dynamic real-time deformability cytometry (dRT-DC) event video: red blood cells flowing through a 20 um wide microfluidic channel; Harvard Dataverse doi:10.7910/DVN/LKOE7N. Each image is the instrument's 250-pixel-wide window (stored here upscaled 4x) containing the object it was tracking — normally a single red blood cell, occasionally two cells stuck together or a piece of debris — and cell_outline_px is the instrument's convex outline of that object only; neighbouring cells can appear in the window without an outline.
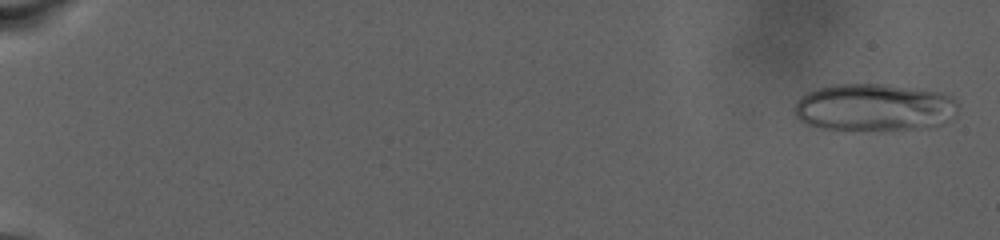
{"species": "human", "species_latin": "Homo sapiens", "temperature_condition": "warm", "stored_images_in_passage": 92, "camera_frame_rate_fps": 3000, "um_per_image_px": 0.085, "donor": {"sex": "male"}, "frame": {"image": 1, "passage_image": 3, "time_ms": 0.667, "image_size_px": [1000, 240], "cell_outline_px": [[960, 104], [956, 116], [940, 124], [928, 128], [880, 132], [852, 132], [820, 128], [804, 124], [792, 112], [792, 108], [796, 100], [800, 96], [808, 92], [820, 88], [836, 84], [884, 84], [940, 92], [952, 96]], "centroid_in_image_um": [74.3, 9.19], "position_along_channel_um": 10.7, "area_um2": 46.93}}
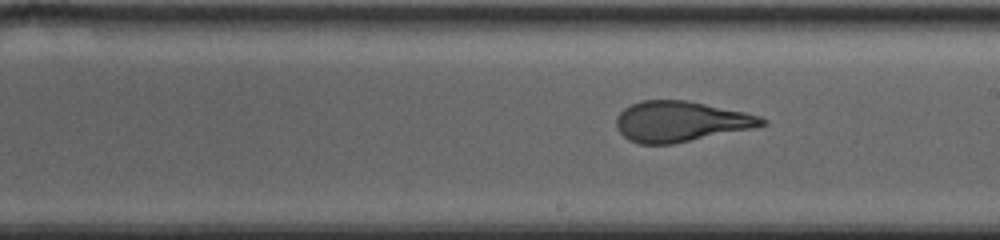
{"frame": {"image": 2, "passage_image": 57, "time_ms": 18.667, "image_size_px": [1000, 240], "cell_outline_px": [[768, 124], [752, 128], [672, 144], [640, 144], [628, 140], [620, 132], [616, 124], [616, 116], [624, 108], [640, 100], [688, 100], [744, 112], [760, 116], [768, 120]], "centroid_in_image_um": [57.84, 10.32], "position_along_channel_um": 231.2, "area_um2": 34.28}}
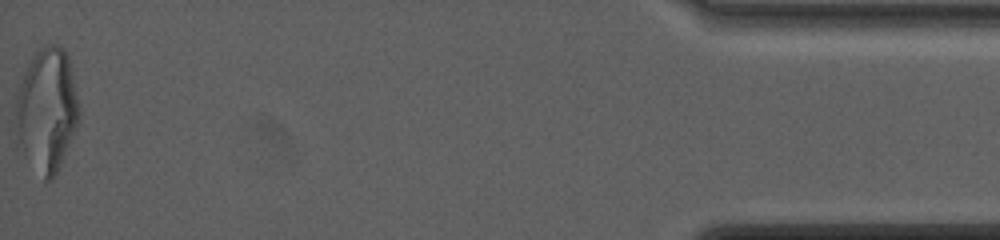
{"frame": {"image": 3, "passage_image": 92, "time_ms": 30.333, "image_size_px": [1000, 240], "cell_outline_px": [[80, 120], [56, 172], [52, 180], [44, 180], [16, 148], [16, 96], [20, 84], [28, 64], [32, 56], [44, 44], [56, 44], [64, 48], [68, 56], [80, 108]], "centroid_in_image_um": [3.96, 9.36], "position_along_channel_um": 431.2, "area_um2": 45.95}, "authors_computed_cell_mechanics": {"area_um2": 37.5122, "velocity_mm_per_s": 2.3856, "shape_relaxation_time_tau1_ms": 11.2955, "shape_relaxation_time_tau2_ms": 1.3343, "deformation_change_tau1": 0.3033, "deformation_change_tau2": 0.0941}}